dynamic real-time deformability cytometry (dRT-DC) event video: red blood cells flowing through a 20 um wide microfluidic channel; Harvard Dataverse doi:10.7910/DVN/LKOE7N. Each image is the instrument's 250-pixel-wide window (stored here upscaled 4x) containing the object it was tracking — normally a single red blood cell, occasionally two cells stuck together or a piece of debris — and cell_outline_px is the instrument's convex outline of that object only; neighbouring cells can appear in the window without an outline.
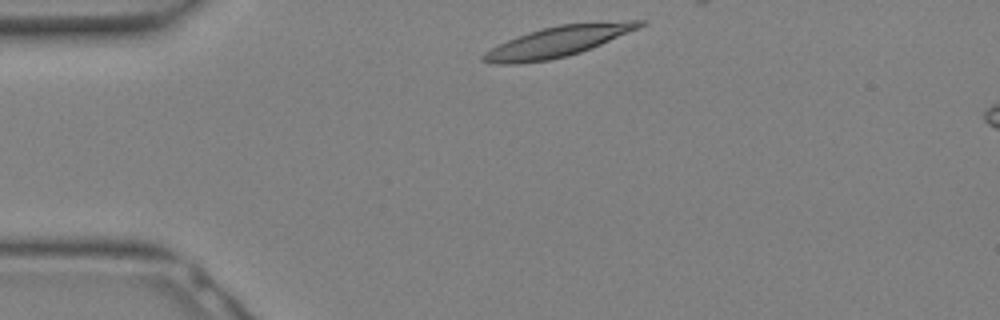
{"species": "Egyptian fruit bat (a non-hibernating species)", "species_latin": "Rousettus aegyptiacus", "temperature_condition": "warm", "stored_images_in_passage": 11, "camera_frame_rate_fps": 3000, "um_per_image_px": 0.085, "animal": {"sex": "female"}, "frame": {"image": 1, "passage_image": 1, "time_ms": 0.0, "image_size_px": [1000, 320], "cell_outline_px": [[648, 24], [640, 28], [580, 52], [568, 56], [548, 60], [516, 64], [496, 64], [480, 60], [480, 56], [484, 52], [516, 36], [528, 32], [560, 24], [628, 20], [644, 20]], "centroid_in_image_um": [47.43, 3.52], "position_along_channel_um": 37.6, "area_um2": 27.74}}
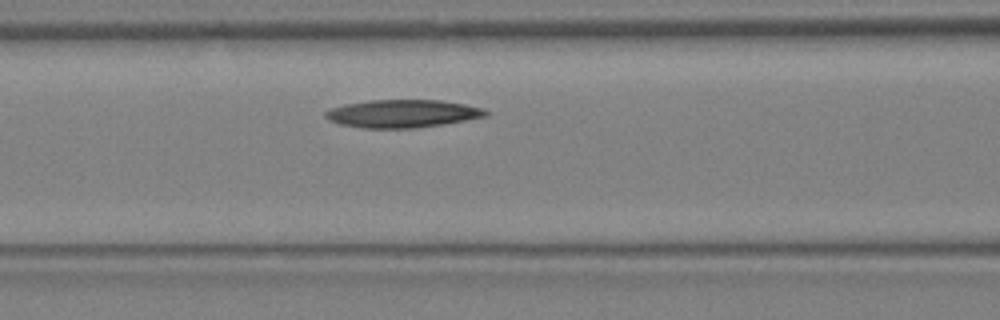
{"frame": {"image": 2, "passage_image": 7, "time_ms": 2.0, "image_size_px": [1000, 320], "cell_outline_px": [[488, 116], [444, 124], [416, 128], [364, 128], [340, 124], [328, 120], [324, 116], [324, 112], [332, 108], [344, 104], [368, 100], [440, 100], [464, 104], [484, 108], [488, 112]], "centroid_in_image_um": [34.21, 9.66], "position_along_channel_um": 132.4, "area_um2": 26.13}}
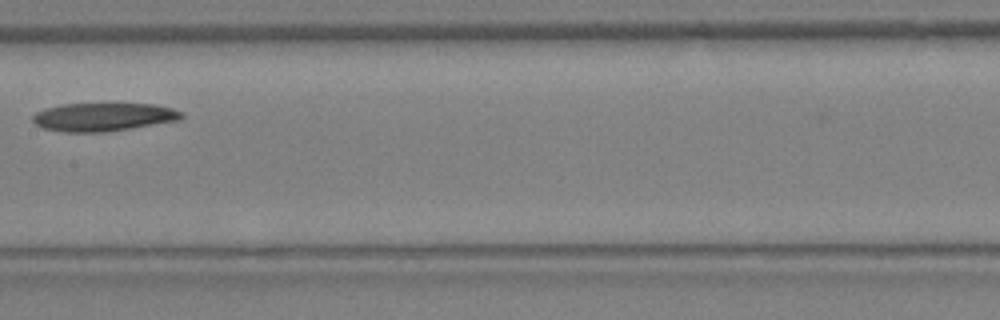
{"frame": {"image": 3, "passage_image": 10, "time_ms": 3.0, "image_size_px": [1000, 320], "cell_outline_px": [[184, 116], [180, 120], [104, 132], [64, 132], [44, 128], [36, 124], [32, 120], [32, 116], [36, 112], [44, 108], [60, 104], [152, 104], [172, 108], [184, 112]], "centroid_in_image_um": [8.77, 9.94], "position_along_channel_um": 198.6, "area_um2": 24.45}}